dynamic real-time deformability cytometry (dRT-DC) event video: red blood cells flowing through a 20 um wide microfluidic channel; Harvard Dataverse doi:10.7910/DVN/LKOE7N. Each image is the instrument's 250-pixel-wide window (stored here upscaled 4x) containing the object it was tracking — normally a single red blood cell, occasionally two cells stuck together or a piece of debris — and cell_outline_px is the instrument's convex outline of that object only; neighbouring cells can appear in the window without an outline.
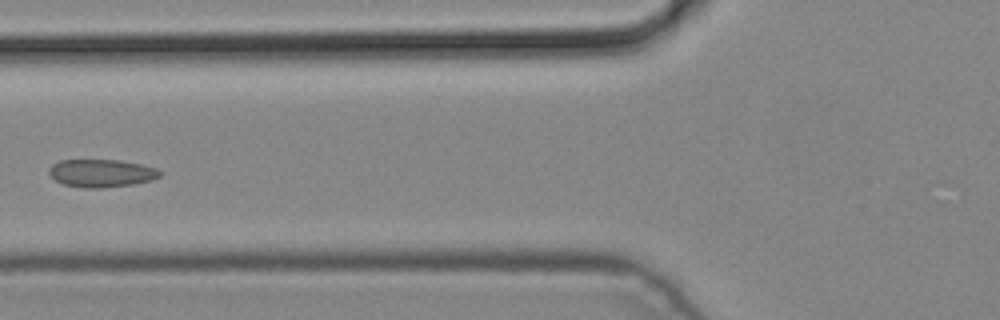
{"species": "common noctule bat (a hibernating species)", "species_latin": "Nyctalus noctula", "temperature_condition": "cold", "stored_images_in_passage": 4, "camera_frame_rate_fps": 3000, "um_per_image_px": 0.085, "animal": {"sex": "male", "body_mass_g": 19.2, "forearm_length_mm": 51.8}, "frame": {"image": 1, "passage_image": 4, "time_ms": 1.0, "image_size_px": [1000, 320], "cell_outline_px": [[160, 176], [152, 180], [132, 184], [100, 188], [84, 188], [64, 184], [56, 180], [48, 172], [52, 164], [60, 160], [120, 160], [140, 164], [156, 168], [160, 172]], "centroid_in_image_um": [8.61, 14.71], "position_along_channel_um": 117.2, "area_um2": 17.8}}